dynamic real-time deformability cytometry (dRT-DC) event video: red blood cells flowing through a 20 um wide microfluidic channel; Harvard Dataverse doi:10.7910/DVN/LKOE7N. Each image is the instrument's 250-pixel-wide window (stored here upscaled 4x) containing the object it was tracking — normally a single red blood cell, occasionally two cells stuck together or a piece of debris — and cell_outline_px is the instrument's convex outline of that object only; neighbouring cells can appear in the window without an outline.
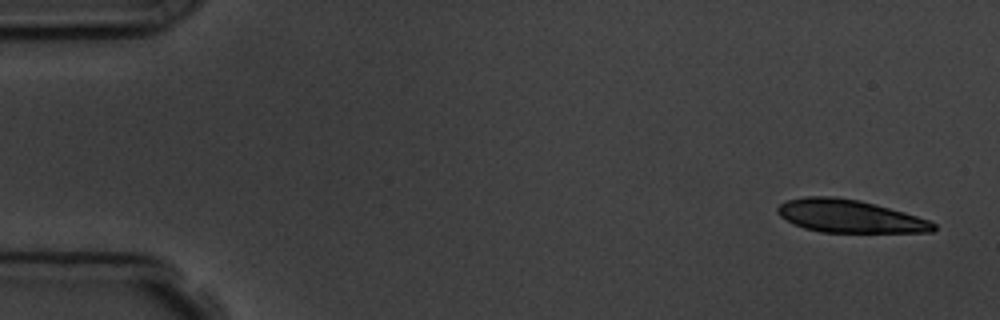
{"species": "common noctule bat (a hibernating species)", "species_latin": "Nyctalus noctula", "temperature_condition": "room temperature", "stored_images_in_passage": 6, "camera_frame_rate_fps": 3000, "um_per_image_px": 0.085, "animal": {"sex": "male", "body_mass_g": 19.5, "forearm_length_mm": 54.6}, "frame": {"image": 1, "passage_image": 1, "time_ms": 0.0, "image_size_px": [1000, 320], "cell_outline_px": [[936, 228], [932, 232], [820, 232], [804, 228], [792, 224], [780, 216], [776, 212], [776, 208], [780, 204], [788, 200], [804, 196], [836, 196], [860, 200], [876, 204], [904, 212], [928, 220], [936, 224]], "centroid_in_image_um": [72.18, 18.37], "position_along_channel_um": 12.8, "area_um2": 29.94}}